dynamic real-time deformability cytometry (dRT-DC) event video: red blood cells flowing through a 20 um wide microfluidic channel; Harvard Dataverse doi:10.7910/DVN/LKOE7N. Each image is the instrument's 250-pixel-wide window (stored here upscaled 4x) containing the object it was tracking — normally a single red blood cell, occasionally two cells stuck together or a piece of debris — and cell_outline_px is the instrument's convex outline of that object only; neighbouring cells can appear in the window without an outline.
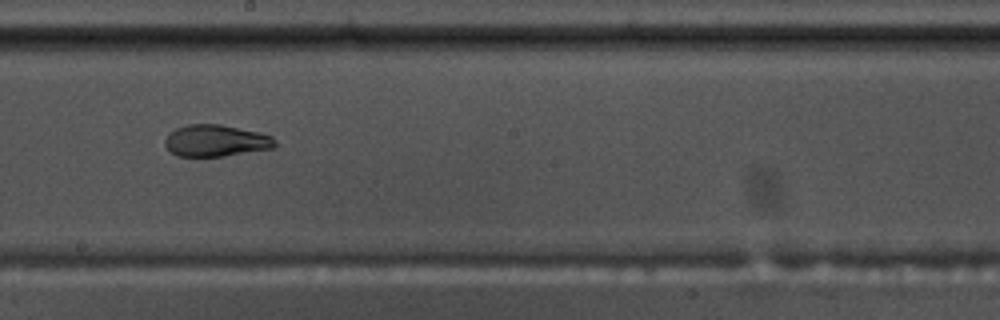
{"species": "common noctule bat (a hibernating species)", "species_latin": "Nyctalus noctula", "temperature_condition": "warm", "stored_images_in_passage": 42, "camera_frame_rate_fps": 3000, "um_per_image_px": 0.085, "animal": {"sex": "male", "body_mass_g": 17.5, "forearm_length_mm": 52.3}, "frame": {"image": 1, "passage_image": 21, "time_ms": 6.667, "image_size_px": [1000, 320], "cell_outline_px": [[276, 144], [272, 148], [224, 156], [176, 156], [164, 144], [164, 140], [168, 132], [176, 128], [188, 124], [220, 124], [260, 132], [272, 136], [276, 140]], "centroid_in_image_um": [18.33, 11.95], "position_along_channel_um": 229.9, "area_um2": 20.4}}
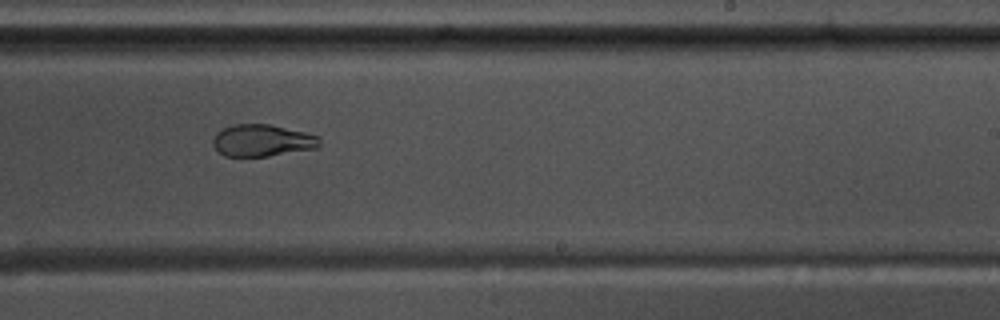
{"frame": {"image": 2, "passage_image": 24, "time_ms": 7.667, "image_size_px": [1000, 320], "cell_outline_px": [[320, 144], [316, 148], [268, 156], [224, 156], [212, 144], [212, 140], [216, 132], [232, 124], [268, 124], [304, 132], [320, 136]], "centroid_in_image_um": [22.27, 11.94], "position_along_channel_um": 266.7, "area_um2": 19.77}}
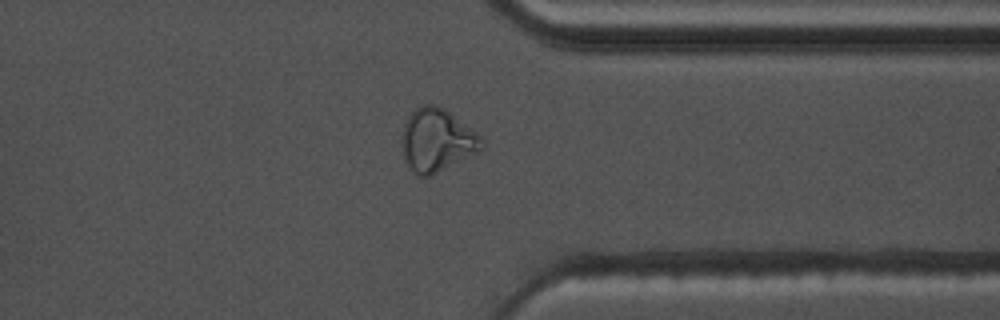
{"frame": {"image": 3, "passage_image": 33, "time_ms": 10.667, "image_size_px": [1000, 320], "cell_outline_px": [[484, 148], [428, 176], [420, 176], [408, 164], [404, 152], [404, 124], [408, 116], [420, 104], [436, 104], [444, 108], [480, 136], [484, 140]], "centroid_in_image_um": [37.16, 11.87], "position_along_channel_um": 374.2, "area_um2": 28.15}, "authors_computed_cell_mechanics": {"area_um2": 20.6924, "velocity_mm_per_s": 3.6802, "shape_relaxation_time_tau1_ms": 10.8417, "shape_relaxation_time_tau2_ms": 0.9007, "deformation_change_tau1": 0.3339, "deformation_change_tau2": 0.069}}